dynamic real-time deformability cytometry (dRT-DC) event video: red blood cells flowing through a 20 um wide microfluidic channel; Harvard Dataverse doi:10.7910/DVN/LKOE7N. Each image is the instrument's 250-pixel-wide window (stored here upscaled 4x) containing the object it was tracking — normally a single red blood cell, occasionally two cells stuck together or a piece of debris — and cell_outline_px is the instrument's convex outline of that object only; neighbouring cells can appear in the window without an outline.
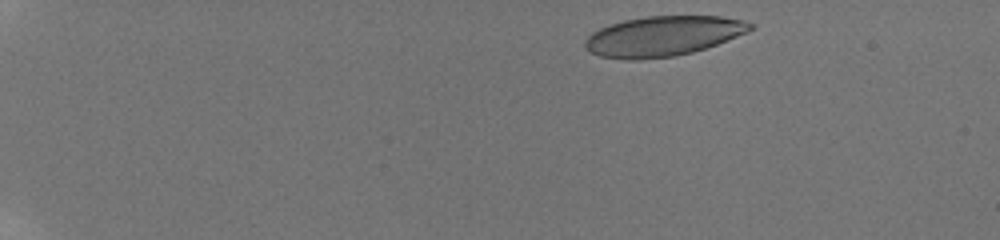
{"species": "human", "species_latin": "Homo sapiens", "temperature_condition": "room temperature", "stored_images_in_passage": 73, "camera_frame_rate_fps": 3000, "um_per_image_px": 0.085, "donor": {"sex": "male"}, "frame": {"image": 1, "passage_image": 4, "time_ms": 0.333, "image_size_px": [1000, 240], "cell_outline_px": [[756, 24], [748, 32], [716, 44], [692, 52], [676, 56], [636, 60], [624, 60], [600, 56], [592, 52], [584, 44], [584, 40], [592, 32], [608, 24], [624, 20], [648, 16], [720, 16], [744, 20]], "centroid_in_image_um": [56.35, 3.06], "position_along_channel_um": 28.6, "area_um2": 38.55}}
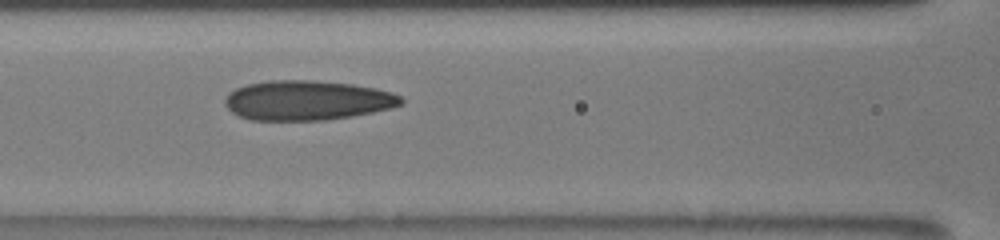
{"frame": {"image": 2, "passage_image": 39, "time_ms": 6.667, "image_size_px": [1000, 240], "cell_outline_px": [[404, 100], [400, 104], [392, 108], [352, 116], [324, 120], [252, 120], [240, 116], [232, 112], [224, 104], [224, 100], [228, 92], [236, 88], [248, 84], [268, 80], [312, 80], [352, 84], [376, 88], [392, 92], [400, 96]], "centroid_in_image_um": [26.1, 8.52], "position_along_channel_um": 140.5, "area_um2": 40.81}}
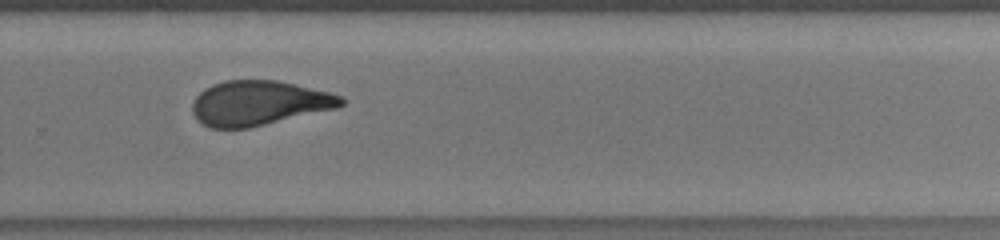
{"frame": {"image": 3, "passage_image": 73, "time_ms": 11.0, "image_size_px": [1000, 240], "cell_outline_px": [[344, 104], [336, 108], [248, 128], [208, 128], [196, 120], [192, 112], [192, 104], [196, 96], [204, 88], [212, 84], [224, 80], [276, 80], [332, 92], [340, 96], [344, 100]], "centroid_in_image_um": [21.97, 8.76], "position_along_channel_um": 307.8, "area_um2": 38.84}}